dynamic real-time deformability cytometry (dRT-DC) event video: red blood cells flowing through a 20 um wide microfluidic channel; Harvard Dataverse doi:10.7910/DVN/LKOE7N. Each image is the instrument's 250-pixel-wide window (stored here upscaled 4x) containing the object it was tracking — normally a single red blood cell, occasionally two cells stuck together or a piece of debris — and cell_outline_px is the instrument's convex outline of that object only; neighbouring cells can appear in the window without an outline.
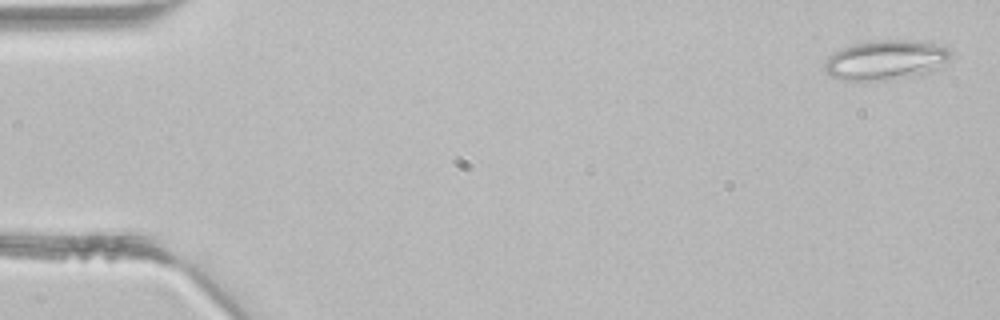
{"species": "common noctule bat (a hibernating species)", "species_latin": "Nyctalus noctula", "temperature_condition": "room temperature", "stored_images_in_passage": 4, "camera_frame_rate_fps": 3000, "um_per_image_px": 0.085, "animal": {"sex": "male", "body_mass_g": 21.5, "forearm_length_mm": 52.0}, "frame": {"image": 1, "passage_image": 1, "time_ms": 0.0, "image_size_px": [1000, 320], "cell_outline_px": [[952, 52], [932, 72], [884, 80], [840, 80], [832, 76], [824, 68], [824, 64], [828, 56], [844, 48], [868, 40], [916, 40], [948, 48]], "centroid_in_image_um": [75.24, 5.09], "position_along_channel_um": 9.8, "area_um2": 28.55}}